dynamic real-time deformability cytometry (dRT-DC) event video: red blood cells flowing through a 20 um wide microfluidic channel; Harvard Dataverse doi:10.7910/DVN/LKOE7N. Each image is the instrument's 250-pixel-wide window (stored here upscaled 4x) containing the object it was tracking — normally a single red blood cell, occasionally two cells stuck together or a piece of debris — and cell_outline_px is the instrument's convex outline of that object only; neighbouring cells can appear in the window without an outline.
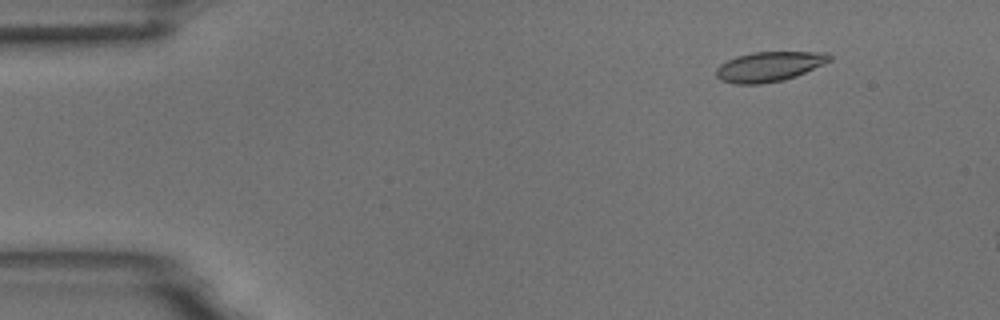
{"species": "common noctule bat (a hibernating species)", "species_latin": "Nyctalus noctula", "temperature_condition": "room temperature", "stored_images_in_passage": 5, "camera_frame_rate_fps": 3000, "um_per_image_px": 0.085, "animal": {"sex": "male", "body_mass_g": 18.8}, "frame": {"image": 1, "passage_image": 2, "time_ms": 0.333, "image_size_px": [1000, 320], "cell_outline_px": [[832, 60], [824, 64], [796, 76], [784, 80], [760, 84], [736, 84], [720, 80], [716, 76], [716, 68], [720, 64], [736, 56], [752, 52], [828, 52], [832, 56]], "centroid_in_image_um": [65.39, 5.65], "position_along_channel_um": 19.6, "area_um2": 19.83}}